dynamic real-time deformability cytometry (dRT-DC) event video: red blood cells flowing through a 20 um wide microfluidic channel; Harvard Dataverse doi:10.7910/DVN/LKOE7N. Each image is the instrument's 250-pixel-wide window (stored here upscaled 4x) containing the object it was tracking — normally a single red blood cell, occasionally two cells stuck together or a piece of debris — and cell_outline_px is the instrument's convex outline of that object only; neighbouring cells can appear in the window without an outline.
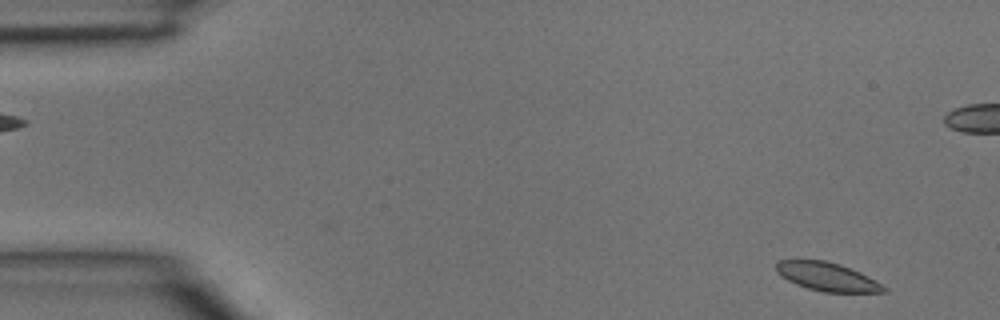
{"species": "common noctule bat (a hibernating species)", "species_latin": "Nyctalus noctula", "temperature_condition": "room temperature", "stored_images_in_passage": 3, "segment_of_instrument_passage": [2, 2], "camera_frame_rate_fps": 3000, "um_per_image_px": 0.085, "animal": {"sex": "male", "body_mass_g": 15.6}, "frame": {"image": 1, "passage_image": 3, "time_ms": 0.667, "image_size_px": [1000, 320], "cell_outline_px": [[888, 292], [824, 292], [808, 288], [796, 284], [780, 276], [776, 272], [776, 264], [780, 260], [824, 260], [840, 264], [860, 272], [868, 276], [888, 288]], "centroid_in_image_um": [70.32, 23.52], "position_along_channel_um": 14.7, "area_um2": 17.8}}